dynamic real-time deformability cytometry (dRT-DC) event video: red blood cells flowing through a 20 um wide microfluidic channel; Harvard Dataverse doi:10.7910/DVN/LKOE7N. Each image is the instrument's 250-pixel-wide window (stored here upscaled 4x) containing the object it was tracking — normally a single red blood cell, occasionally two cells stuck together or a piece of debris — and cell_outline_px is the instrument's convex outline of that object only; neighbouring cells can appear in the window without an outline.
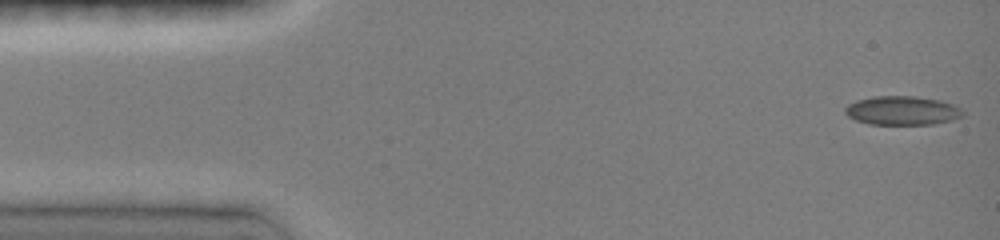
{"species": "common noctule bat (a hibernating species)", "species_latin": "Nyctalus noctula", "temperature_condition": "room temperature", "stored_images_in_passage": 11, "camera_frame_rate_fps": 3000, "um_per_image_px": 0.085, "animal": {"sex": "female", "body_mass_g": 19.0, "forearm_length_mm": 51.5}, "frame": {"image": 1, "passage_image": 1, "time_ms": 0.0, "image_size_px": [1000, 240], "cell_outline_px": [[964, 116], [952, 120], [932, 124], [868, 124], [856, 120], [848, 116], [844, 112], [844, 108], [848, 104], [856, 100], [872, 96], [912, 96], [940, 100], [952, 104], [960, 108], [964, 112]], "centroid_in_image_um": [76.67, 9.39], "position_along_channel_um": 8.3, "area_um2": 19.88}}
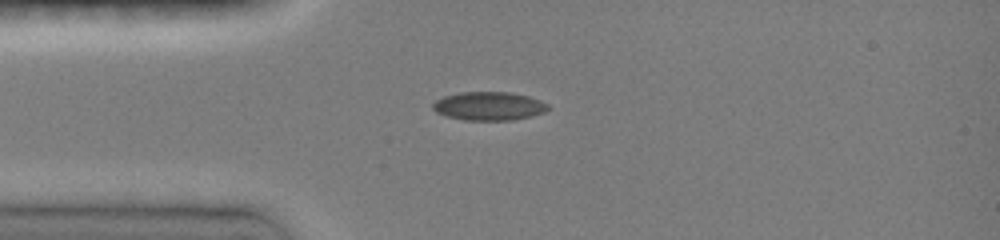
{"frame": {"image": 2, "passage_image": 6, "time_ms": 3.333, "image_size_px": [1000, 240], "cell_outline_px": [[552, 108], [544, 112], [532, 116], [512, 120], [464, 120], [444, 116], [436, 112], [432, 108], [432, 104], [436, 100], [444, 96], [460, 92], [512, 92], [528, 96], [540, 100], [548, 104]], "centroid_in_image_um": [41.57, 9.02], "position_along_channel_um": 43.4, "area_um2": 19.36}}